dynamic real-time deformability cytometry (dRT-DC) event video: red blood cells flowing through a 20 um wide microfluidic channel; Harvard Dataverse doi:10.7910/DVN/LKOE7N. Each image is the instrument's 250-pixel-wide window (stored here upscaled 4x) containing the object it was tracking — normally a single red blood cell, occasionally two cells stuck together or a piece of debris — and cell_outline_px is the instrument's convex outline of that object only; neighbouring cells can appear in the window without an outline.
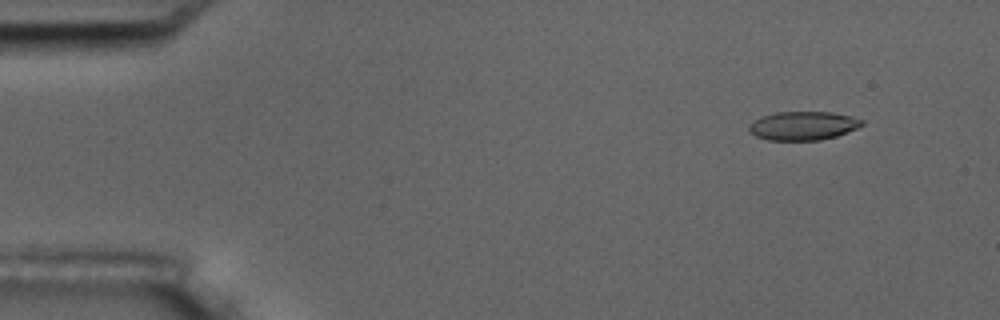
{"species": "common noctule bat (a hibernating species)", "species_latin": "Nyctalus noctula", "temperature_condition": "room temperature", "stored_images_in_passage": 5, "camera_frame_rate_fps": 3000, "um_per_image_px": 0.085, "animal": {"sex": "male", "body_mass_g": 17.5, "forearm_length_mm": 52.3}, "frame": {"image": 1, "passage_image": 2, "time_ms": 1.0, "image_size_px": [1000, 320], "cell_outline_px": [[864, 124], [856, 128], [836, 136], [820, 140], [768, 140], [756, 136], [748, 132], [748, 124], [752, 120], [760, 116], [776, 112], [832, 112], [852, 116], [864, 120]], "centroid_in_image_um": [68.21, 10.68], "position_along_channel_um": 16.8, "area_um2": 19.07}}
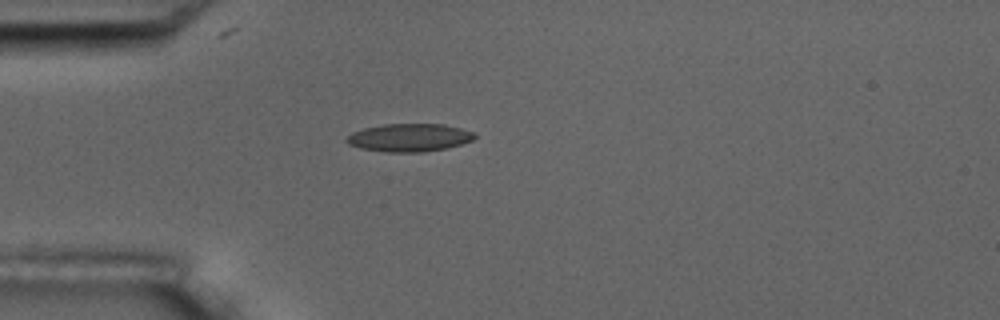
{"frame": {"image": 2, "passage_image": 4, "time_ms": 4.333, "image_size_px": [1000, 320], "cell_outline_px": [[476, 136], [472, 140], [460, 144], [444, 148], [424, 152], [384, 152], [360, 148], [348, 144], [344, 140], [352, 132], [364, 128], [384, 124], [444, 124], [476, 132]], "centroid_in_image_um": [34.77, 11.69], "position_along_channel_um": 50.2, "area_um2": 20.87}}